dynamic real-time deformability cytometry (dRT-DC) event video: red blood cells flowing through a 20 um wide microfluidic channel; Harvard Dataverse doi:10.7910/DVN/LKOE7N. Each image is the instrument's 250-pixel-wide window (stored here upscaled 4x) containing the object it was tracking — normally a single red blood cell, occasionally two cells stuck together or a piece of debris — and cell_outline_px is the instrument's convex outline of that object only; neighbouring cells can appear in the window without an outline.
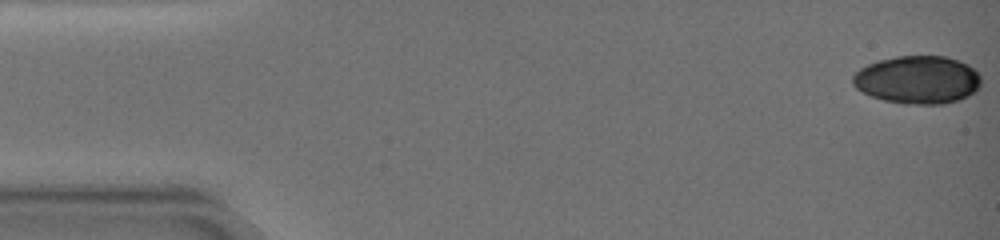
{"species": "common noctule bat (a hibernating species)", "species_latin": "Nyctalus noctula", "temperature_condition": "warm", "stored_images_in_passage": 14, "camera_frame_rate_fps": 3000, "um_per_image_px": 0.085, "animal": {"sex": "female", "body_mass_g": 19.0, "forearm_length_mm": 51.5}, "frame": {"image": 1, "passage_image": 1, "time_ms": 0.0, "image_size_px": [1000, 240], "cell_outline_px": [[980, 88], [976, 92], [960, 100], [944, 104], [904, 104], [884, 100], [860, 92], [852, 84], [852, 76], [860, 68], [876, 60], [896, 56], [944, 56], [968, 64], [980, 76]], "centroid_in_image_um": [77.98, 6.79], "position_along_channel_um": 7.0, "area_um2": 36.18}}